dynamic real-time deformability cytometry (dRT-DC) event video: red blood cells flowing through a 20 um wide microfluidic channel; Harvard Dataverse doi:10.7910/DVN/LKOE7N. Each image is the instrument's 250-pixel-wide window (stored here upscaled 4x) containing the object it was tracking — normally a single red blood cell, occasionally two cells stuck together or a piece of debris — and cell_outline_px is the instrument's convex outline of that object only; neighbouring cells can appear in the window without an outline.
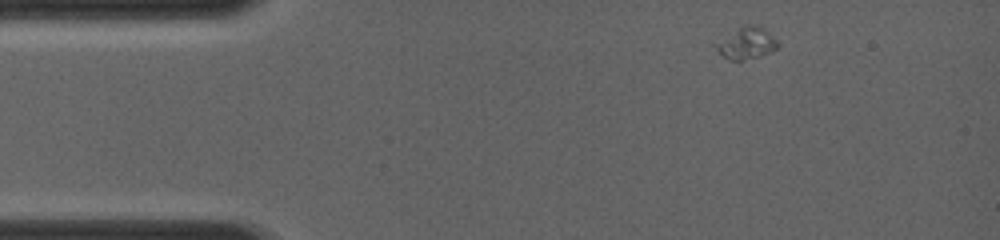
{"species": "common noctule bat (a hibernating species)", "species_latin": "Nyctalus noctula", "temperature_condition": "room temperature", "stored_images_in_passage": 41, "camera_frame_rate_fps": 4000, "um_per_image_px": 0.085, "animal": {"sex": "female", "body_mass_g": 19.0, "forearm_length_mm": 56.7}, "frame": {"image": 1, "passage_image": 1, "time_ms": 0.0, "image_size_px": [1000, 240], "cell_outline_px": [[780, 44], [772, 52], [760, 56], [744, 60], [732, 60], [724, 56], [716, 48], [720, 44], [744, 24], [760, 24]], "centroid_in_image_um": [63.6, 3.67], "position_along_channel_um": 21.4, "area_um2": 10.81}}